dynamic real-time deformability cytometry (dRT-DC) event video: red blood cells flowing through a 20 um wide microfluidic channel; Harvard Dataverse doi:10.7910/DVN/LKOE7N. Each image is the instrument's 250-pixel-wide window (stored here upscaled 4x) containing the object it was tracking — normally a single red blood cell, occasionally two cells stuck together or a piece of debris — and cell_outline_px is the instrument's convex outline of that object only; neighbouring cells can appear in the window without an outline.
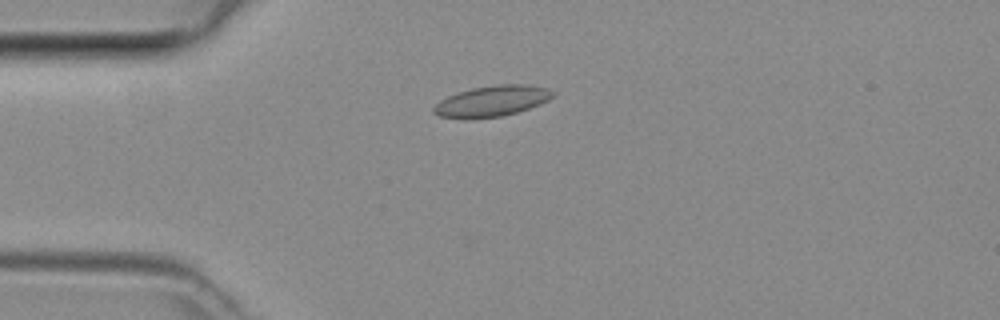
{"species": "common noctule bat (a hibernating species)", "species_latin": "Nyctalus noctula", "temperature_condition": "room temperature", "stored_images_in_passage": 9, "camera_frame_rate_fps": 3000, "um_per_image_px": 0.085, "animal": {"sex": "female", "body_mass_g": 29.2, "forearm_length_mm": 56.3}, "frame": {"image": 1, "passage_image": 4, "time_ms": 1.0, "image_size_px": [1000, 320], "cell_outline_px": [[556, 92], [548, 100], [540, 104], [516, 112], [500, 116], [464, 120], [440, 116], [432, 112], [432, 108], [440, 100], [448, 96], [472, 88], [496, 84], [524, 84], [548, 88]], "centroid_in_image_um": [41.79, 8.6], "position_along_channel_um": 43.2, "area_um2": 21.44}}
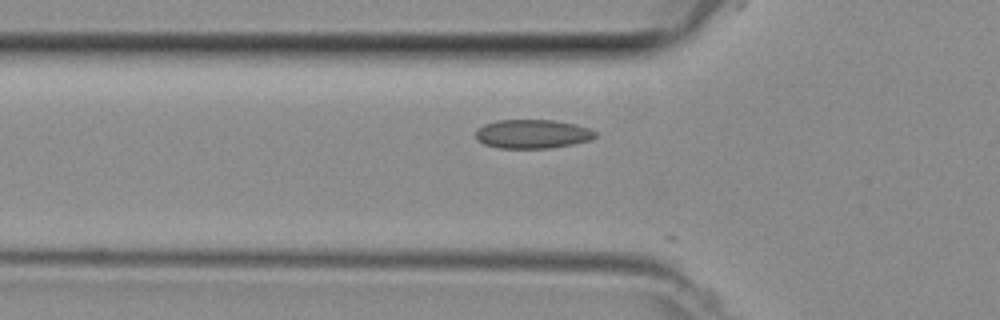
{"frame": {"image": 2, "passage_image": 8, "time_ms": 2.333, "image_size_px": [1000, 320], "cell_outline_px": [[596, 136], [588, 140], [572, 144], [548, 148], [500, 148], [484, 144], [476, 140], [476, 128], [484, 124], [496, 120], [552, 120], [576, 124], [588, 128], [596, 132]], "centroid_in_image_um": [45.21, 11.38], "position_along_channel_um": 80.6, "area_um2": 20.11}}